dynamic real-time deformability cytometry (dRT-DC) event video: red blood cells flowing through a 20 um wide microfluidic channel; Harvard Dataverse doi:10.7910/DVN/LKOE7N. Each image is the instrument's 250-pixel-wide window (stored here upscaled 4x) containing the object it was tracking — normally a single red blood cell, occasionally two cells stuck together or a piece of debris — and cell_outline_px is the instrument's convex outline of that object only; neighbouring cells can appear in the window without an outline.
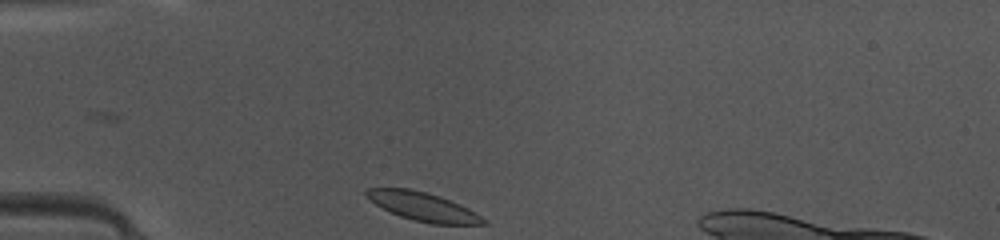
{"species": "common noctule bat (a hibernating species)", "species_latin": "Nyctalus noctula", "temperature_condition": "warm", "stored_images_in_passage": 29, "camera_frame_rate_fps": 3000, "um_per_image_px": 0.085, "animal": {"sex": "female", "body_mass_g": 10.0, "forearm_length_mm": 53.1}, "frame": {"image": 1, "passage_image": 1, "time_ms": 0.0, "image_size_px": [1000, 240], "cell_outline_px": [[488, 224], [432, 224], [412, 220], [400, 216], [376, 204], [364, 196], [364, 192], [368, 188], [408, 188], [440, 196], [468, 208], [488, 220]], "centroid_in_image_um": [35.96, 17.56], "position_along_channel_um": 49.0, "area_um2": 19.36}}
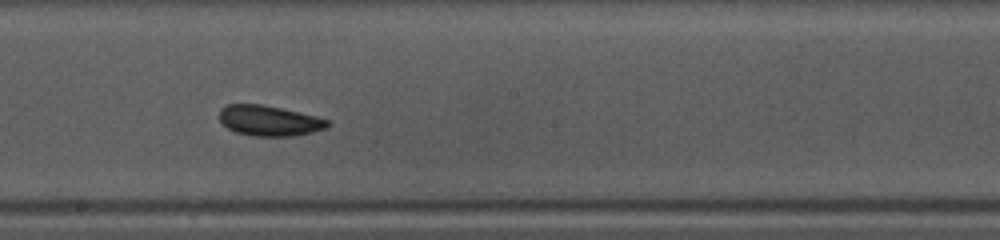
{"frame": {"image": 2, "passage_image": 15, "time_ms": 4.667, "image_size_px": [1000, 240], "cell_outline_px": [[332, 124], [324, 128], [312, 132], [292, 136], [252, 136], [236, 132], [220, 124], [220, 108], [224, 104], [260, 104], [280, 108], [316, 116], [328, 120]], "centroid_in_image_um": [22.84, 10.25], "position_along_channel_um": 225.4, "area_um2": 19.19}}
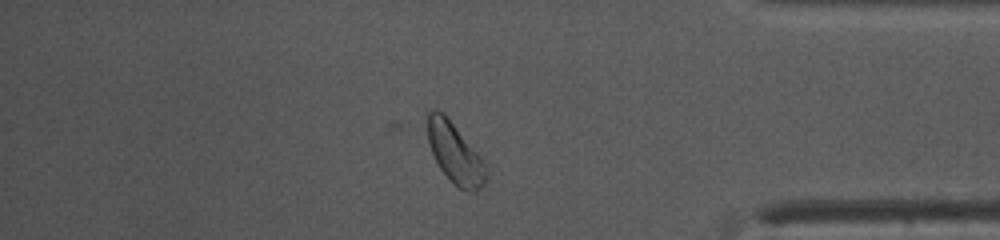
{"frame": {"image": 3, "passage_image": 29, "time_ms": 9.333, "image_size_px": [1000, 240], "cell_outline_px": [[488, 172], [484, 184], [476, 192], [468, 192], [460, 188], [440, 168], [428, 144], [428, 112], [432, 108], [436, 108], [444, 112], [480, 156], [488, 168]], "centroid_in_image_um": [38.69, 13.0], "position_along_channel_um": 396.5, "area_um2": 20.46}, "authors_computed_cell_mechanics": {"area_um2": 18.7272, "velocity_mm_per_s": 4.1285, "shape_relaxation_time_tau1_ms": 4.3421, "shape_relaxation_time_tau2_ms": 1.3704, "deformation_change_tau1": 0.0917, "deformation_change_tau2": 0.0465}}